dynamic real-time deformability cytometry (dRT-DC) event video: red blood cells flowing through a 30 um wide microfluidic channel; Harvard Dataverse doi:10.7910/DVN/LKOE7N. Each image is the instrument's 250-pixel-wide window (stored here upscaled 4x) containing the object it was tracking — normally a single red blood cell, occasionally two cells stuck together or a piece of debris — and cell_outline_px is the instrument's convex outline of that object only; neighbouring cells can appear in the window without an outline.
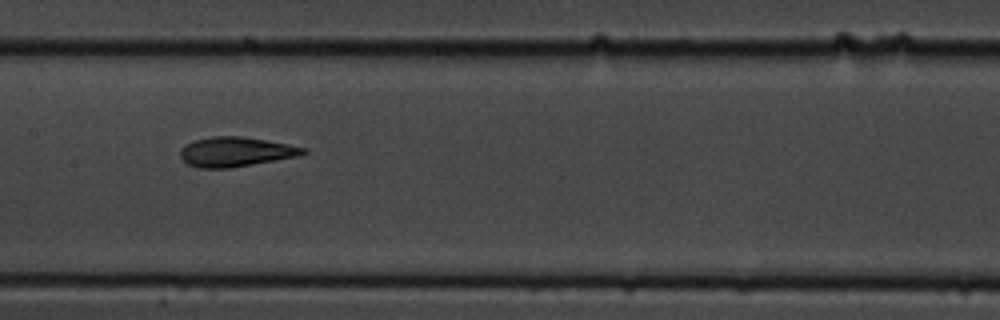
{"species": "common noctule bat (a hibernating species)", "species_latin": "Nyctalus noctula", "temperature_condition": "cold", "stored_images_in_passage": 12, "camera_frame_rate_fps": 3000, "um_per_image_px": 0.085, "animal": {"sex": "male", "body_mass_g": 19.5, "forearm_length_mm": 54.6}, "frame": {"image": 1, "passage_image": 9, "time_ms": 10.0, "image_size_px": [1000, 320], "cell_outline_px": [[308, 152], [300, 156], [228, 168], [200, 168], [188, 164], [180, 156], [180, 148], [184, 144], [196, 140], [212, 136], [240, 136], [288, 144], [308, 148]], "centroid_in_image_um": [20.04, 12.9], "position_along_channel_um": 187.4, "area_um2": 21.15}}
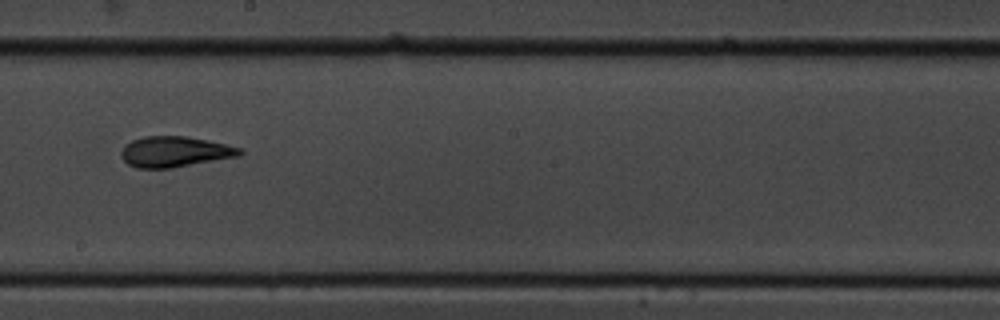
{"frame": {"image": 2, "passage_image": 10, "time_ms": 11.333, "image_size_px": [1000, 320], "cell_outline_px": [[244, 152], [240, 156], [172, 168], [136, 168], [128, 164], [120, 156], [120, 152], [124, 144], [132, 140], [144, 136], [184, 136], [208, 140], [244, 148]], "centroid_in_image_um": [14.87, 12.89], "position_along_channel_um": 233.3, "area_um2": 21.44}}
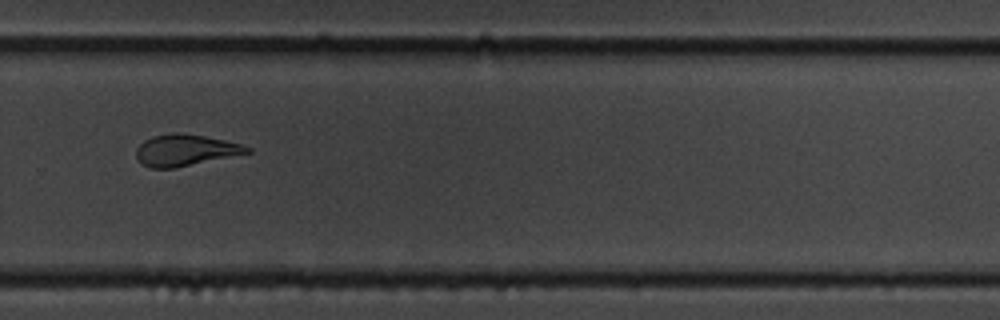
{"frame": {"image": 3, "passage_image": 12, "time_ms": 13.667, "image_size_px": [1000, 320], "cell_outline_px": [[252, 152], [172, 168], [152, 168], [140, 164], [136, 156], [136, 148], [144, 140], [152, 136], [172, 132], [180, 132], [204, 136], [224, 140], [240, 144], [252, 148]], "centroid_in_image_um": [15.71, 12.75], "position_along_channel_um": 314.1, "area_um2": 20.23}}